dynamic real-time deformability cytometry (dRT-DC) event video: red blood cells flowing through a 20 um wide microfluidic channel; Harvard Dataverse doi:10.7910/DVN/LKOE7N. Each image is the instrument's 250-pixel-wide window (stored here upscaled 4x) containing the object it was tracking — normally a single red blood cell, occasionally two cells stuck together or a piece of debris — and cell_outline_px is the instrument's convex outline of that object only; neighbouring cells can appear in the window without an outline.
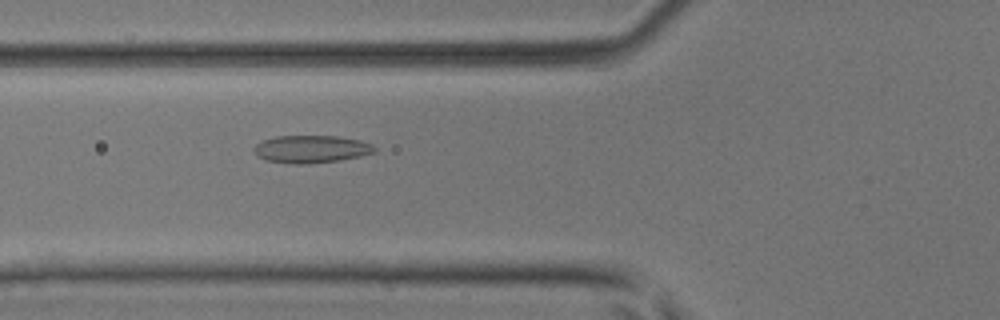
{"species": "common noctule bat (a hibernating species)", "species_latin": "Nyctalus noctula", "temperature_condition": "room temperature", "stored_images_in_passage": 11, "camera_frame_rate_fps": 3000, "um_per_image_px": 0.085, "animal": {"sex": "male", "body_mass_g": 17.9, "forearm_length_mm": 54.2}, "frame": {"image": 1, "passage_image": 3, "time_ms": 0.667, "image_size_px": [1000, 320], "cell_outline_px": [[376, 152], [360, 156], [340, 160], [304, 164], [296, 164], [264, 160], [256, 156], [252, 148], [256, 144], [264, 140], [276, 136], [336, 136], [360, 140], [372, 144], [376, 148]], "centroid_in_image_um": [26.43, 12.67], "position_along_channel_um": 99.4, "area_um2": 19.42}}
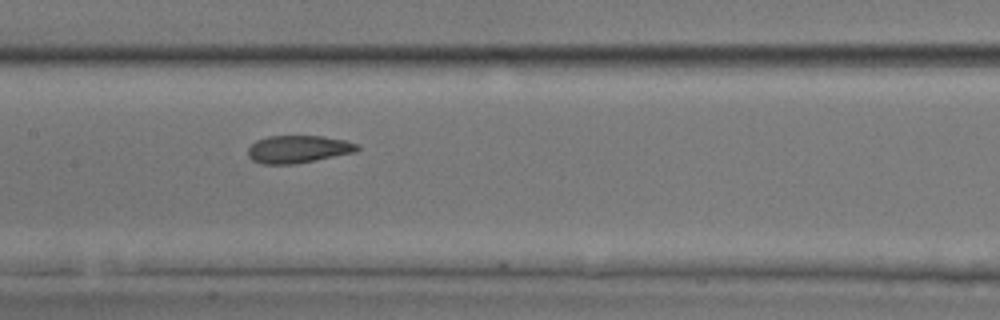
{"frame": {"image": 2, "passage_image": 9, "time_ms": 2.667, "image_size_px": [1000, 320], "cell_outline_px": [[360, 148], [356, 152], [292, 164], [264, 164], [252, 160], [248, 156], [248, 148], [256, 140], [268, 136], [324, 136], [344, 140], [360, 144]], "centroid_in_image_um": [25.35, 12.67], "position_along_channel_um": 182.0, "area_um2": 17.51}}